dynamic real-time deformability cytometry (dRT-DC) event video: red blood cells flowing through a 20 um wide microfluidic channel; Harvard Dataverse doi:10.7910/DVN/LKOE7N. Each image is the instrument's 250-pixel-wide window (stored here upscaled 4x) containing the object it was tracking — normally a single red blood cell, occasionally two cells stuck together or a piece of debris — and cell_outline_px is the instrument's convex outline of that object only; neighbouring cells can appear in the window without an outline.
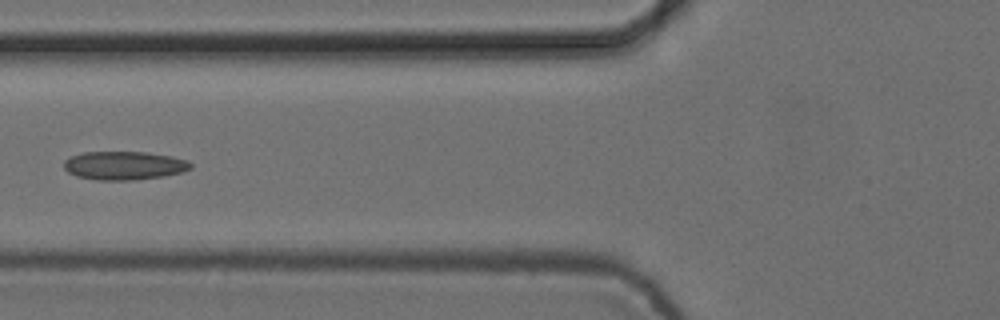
{"species": "common noctule bat (a hibernating species)", "species_latin": "Nyctalus noctula", "temperature_condition": "cold", "stored_images_in_passage": 4, "camera_frame_rate_fps": 3000, "um_per_image_px": 0.085, "animal": {"sex": "female", "body_mass_g": 24.6, "forearm_length_mm": 56.2}, "frame": {"image": 1, "passage_image": 4, "time_ms": 1.0, "image_size_px": [1000, 320], "cell_outline_px": [[192, 168], [184, 172], [164, 176], [136, 180], [96, 180], [76, 176], [68, 172], [64, 168], [64, 160], [72, 156], [84, 152], [144, 152], [172, 156], [188, 160], [192, 164]], "centroid_in_image_um": [10.58, 14.08], "position_along_channel_um": 115.2, "area_um2": 21.21}}